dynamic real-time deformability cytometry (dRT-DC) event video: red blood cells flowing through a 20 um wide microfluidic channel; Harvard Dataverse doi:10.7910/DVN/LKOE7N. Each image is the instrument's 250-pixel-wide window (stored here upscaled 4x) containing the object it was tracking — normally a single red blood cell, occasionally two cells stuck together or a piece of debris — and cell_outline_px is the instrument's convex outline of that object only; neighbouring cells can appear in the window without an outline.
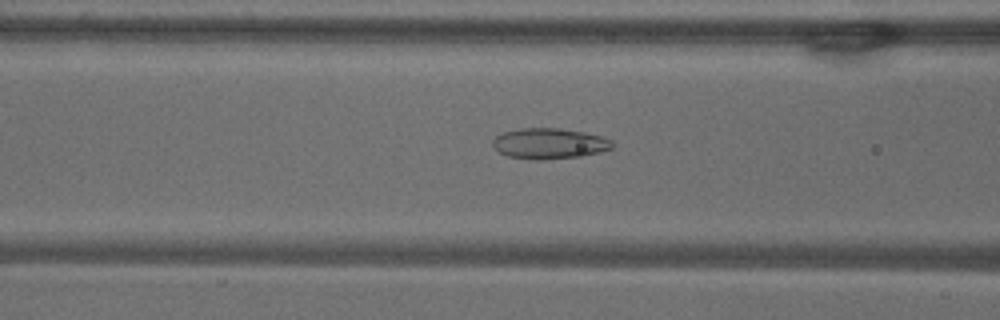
{"species": "common noctule bat (a hibernating species)", "species_latin": "Nyctalus noctula", "temperature_condition": "warm", "stored_images_in_passage": 43, "camera_frame_rate_fps": 3000, "um_per_image_px": 0.085, "animal": {"sex": "male", "body_mass_g": 18.8}, "frame": {"image": 1, "passage_image": 10, "time_ms": 3.0, "image_size_px": [1000, 320], "cell_outline_px": [[612, 148], [600, 152], [580, 156], [544, 160], [532, 160], [508, 156], [500, 152], [492, 144], [492, 140], [496, 136], [504, 132], [520, 128], [560, 128], [584, 132], [604, 136], [612, 140]], "centroid_in_image_um": [46.7, 12.2], "position_along_channel_um": 119.9, "area_um2": 21.44}}
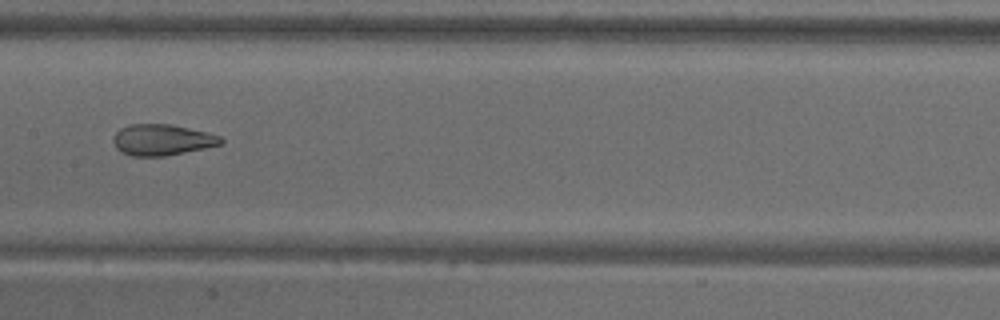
{"frame": {"image": 2, "passage_image": 16, "time_ms": 5.0, "image_size_px": [1000, 320], "cell_outline_px": [[224, 144], [164, 156], [132, 156], [120, 152], [116, 148], [112, 140], [112, 136], [120, 128], [128, 124], [168, 124], [188, 128], [220, 136], [224, 140]], "centroid_in_image_um": [13.73, 11.89], "position_along_channel_um": 193.7, "area_um2": 19.48}}
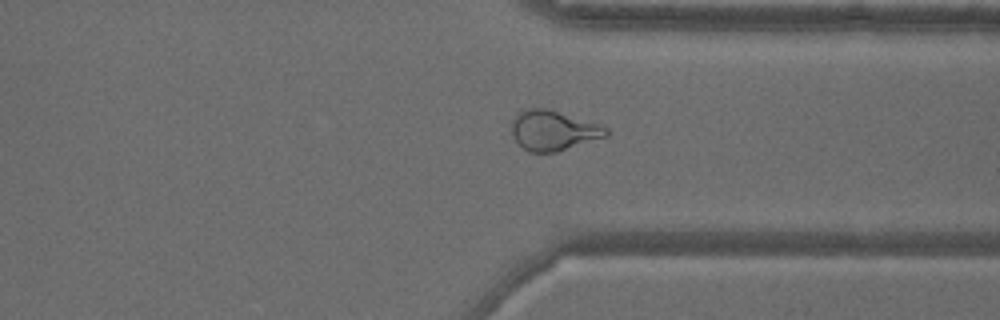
{"frame": {"image": 3, "passage_image": 30, "time_ms": 9.667, "image_size_px": [1000, 320], "cell_outline_px": [[608, 136], [556, 152], [528, 152], [512, 136], [512, 120], [516, 112], [528, 108], [548, 108], [600, 124], [608, 128]], "centroid_in_image_um": [47.03, 11.07], "position_along_channel_um": 364.4, "area_um2": 22.14}, "authors_computed_cell_mechanics": {"area_um2": 22.1374, "velocity_mm_per_s": 3.6751, "shape_relaxation_time_tau1_ms": null, "shape_relaxation_time_tau2_ms": 1.3822, "deformation_change_tau1": null, "deformation_change_tau2": 0.0868}}